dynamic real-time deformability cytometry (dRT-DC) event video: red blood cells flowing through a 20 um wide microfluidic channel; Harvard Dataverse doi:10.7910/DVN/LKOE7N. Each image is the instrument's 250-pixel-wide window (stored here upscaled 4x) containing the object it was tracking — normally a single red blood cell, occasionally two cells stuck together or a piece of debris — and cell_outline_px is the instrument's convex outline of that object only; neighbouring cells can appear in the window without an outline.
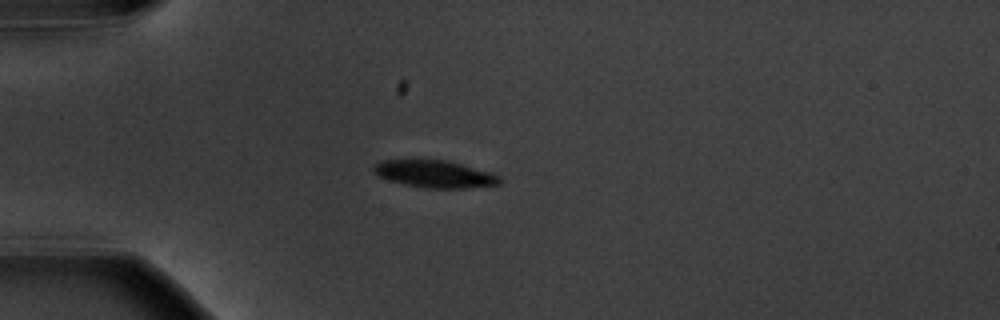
{"species": "common noctule bat (a hibernating species)", "species_latin": "Nyctalus noctula", "temperature_condition": "warm", "stored_images_in_passage": 7, "camera_frame_rate_fps": 3000, "um_per_image_px": 0.085, "animal": {"sex": "male", "body_mass_g": 20.1, "forearm_length_mm": 53.5}, "frame": {"image": 1, "passage_image": 3, "time_ms": 2.333, "image_size_px": [1000, 320], "cell_outline_px": [[504, 180], [500, 184], [464, 188], [424, 188], [404, 184], [388, 180], [376, 176], [372, 172], [372, 164], [380, 160], [444, 160], [492, 172], [500, 176]], "centroid_in_image_um": [36.91, 14.79], "position_along_channel_um": 48.1, "area_um2": 20.23}}
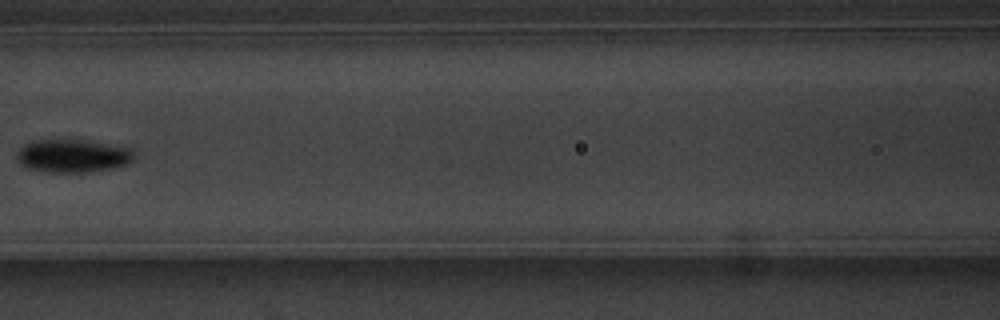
{"frame": {"image": 2, "passage_image": 6, "time_ms": 6.0, "image_size_px": [1000, 320], "cell_outline_px": [[136, 156], [128, 164], [112, 168], [88, 172], [48, 172], [28, 168], [20, 164], [16, 160], [16, 152], [24, 144], [36, 140], [84, 140], [132, 148]], "centroid_in_image_um": [6.18, 13.25], "position_along_channel_um": 160.4, "area_um2": 22.72}}